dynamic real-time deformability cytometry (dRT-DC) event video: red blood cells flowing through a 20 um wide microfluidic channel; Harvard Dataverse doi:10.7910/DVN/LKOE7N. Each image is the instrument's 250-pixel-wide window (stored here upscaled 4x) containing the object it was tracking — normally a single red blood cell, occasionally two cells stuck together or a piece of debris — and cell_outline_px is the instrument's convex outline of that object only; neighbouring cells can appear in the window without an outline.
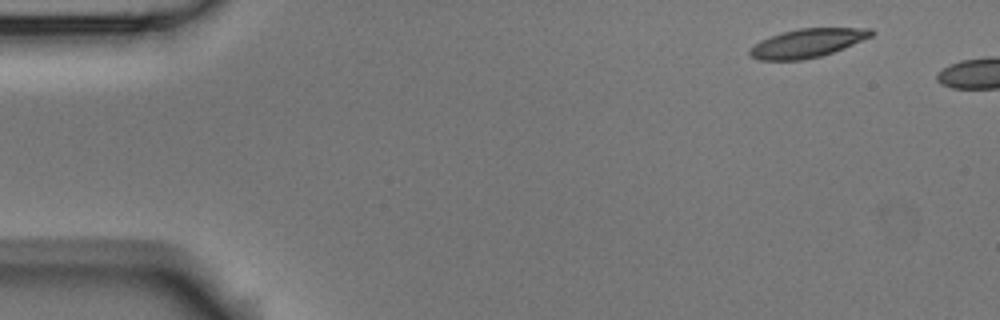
{"species": "Egyptian fruit bat (a non-hibernating species)", "species_latin": "Rousettus aegyptiacus", "temperature_condition": "room temperature", "stored_images_in_passage": 3, "camera_frame_rate_fps": 3000, "um_per_image_px": 0.085, "animal": {"sex": "male"}, "frame": {"image": 1, "passage_image": 1, "time_ms": 0.0, "image_size_px": [1000, 320], "cell_outline_px": [[876, 32], [872, 36], [844, 48], [820, 56], [800, 60], [756, 60], [748, 52], [748, 48], [760, 40], [768, 36], [800, 28], [872, 28]], "centroid_in_image_um": [68.6, 3.66], "position_along_channel_um": 16.4, "area_um2": 20.35}}